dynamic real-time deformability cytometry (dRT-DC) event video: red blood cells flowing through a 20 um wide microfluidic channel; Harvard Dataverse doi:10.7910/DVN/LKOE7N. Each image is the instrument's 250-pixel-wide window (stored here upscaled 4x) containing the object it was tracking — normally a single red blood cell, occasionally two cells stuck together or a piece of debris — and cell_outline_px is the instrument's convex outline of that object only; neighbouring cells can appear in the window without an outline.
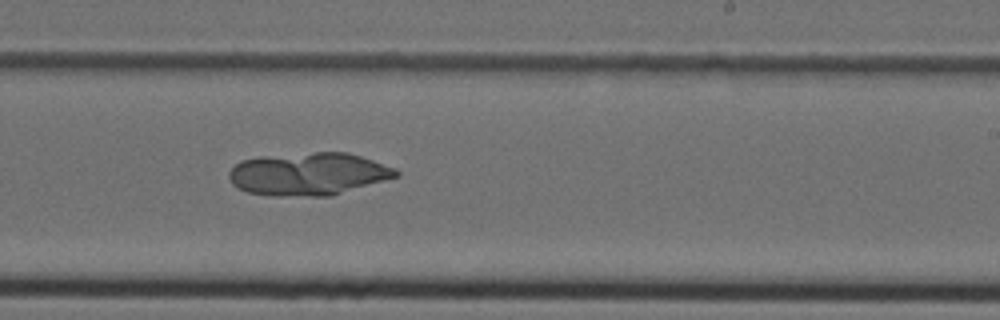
{"species": "Egyptian fruit bat (a non-hibernating species)", "species_latin": "Rousettus aegyptiacus", "temperature_condition": "cold", "stored_images_in_passage": 32, "camera_frame_rate_fps": 3000, "um_per_image_px": 0.085, "animal": {"sex": "female"}, "frame": {"image": 1, "passage_image": 15, "time_ms": 4.667, "image_size_px": [1000, 320], "cell_outline_px": [[400, 176], [332, 196], [272, 196], [248, 192], [236, 188], [232, 184], [228, 176], [228, 172], [240, 160], [260, 156], [316, 152], [348, 152], [396, 168], [400, 172]], "centroid_in_image_um": [26.21, 14.79], "position_along_channel_um": 262.8, "area_um2": 41.96}}
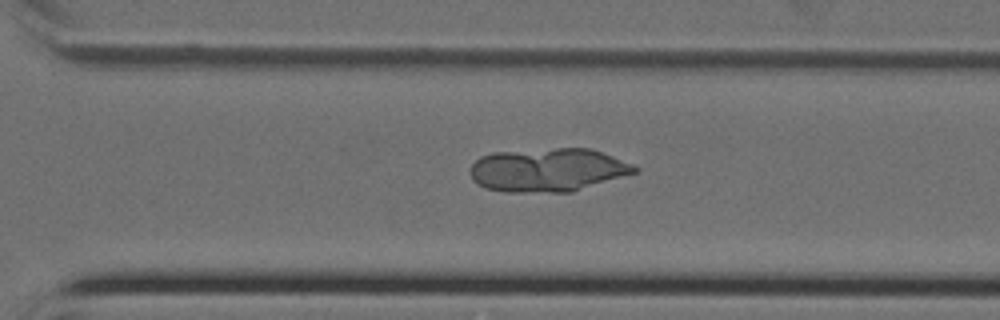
{"frame": {"image": 2, "passage_image": 19, "time_ms": 6.0, "image_size_px": [1000, 320], "cell_outline_px": [[640, 168], [636, 172], [572, 192], [504, 192], [484, 188], [476, 184], [472, 180], [472, 164], [480, 156], [492, 152], [556, 148], [588, 148], [612, 156], [632, 164]], "centroid_in_image_um": [46.53, 14.45], "position_along_channel_um": 324.1, "area_um2": 41.62}}
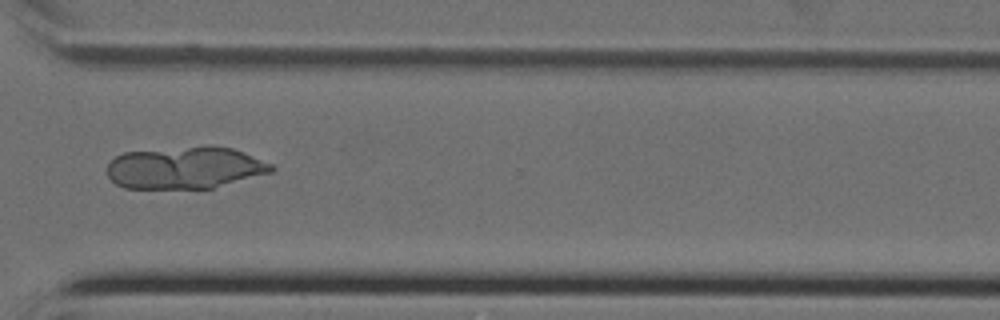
{"frame": {"image": 3, "passage_image": 21, "time_ms": 6.667, "image_size_px": [1000, 320], "cell_outline_px": [[276, 168], [272, 172], [212, 188], [124, 188], [116, 184], [108, 176], [108, 164], [116, 156], [124, 152], [212, 144], [232, 148], [244, 152], [272, 164]], "centroid_in_image_um": [15.76, 14.24], "position_along_channel_um": 354.8, "area_um2": 40.52}}